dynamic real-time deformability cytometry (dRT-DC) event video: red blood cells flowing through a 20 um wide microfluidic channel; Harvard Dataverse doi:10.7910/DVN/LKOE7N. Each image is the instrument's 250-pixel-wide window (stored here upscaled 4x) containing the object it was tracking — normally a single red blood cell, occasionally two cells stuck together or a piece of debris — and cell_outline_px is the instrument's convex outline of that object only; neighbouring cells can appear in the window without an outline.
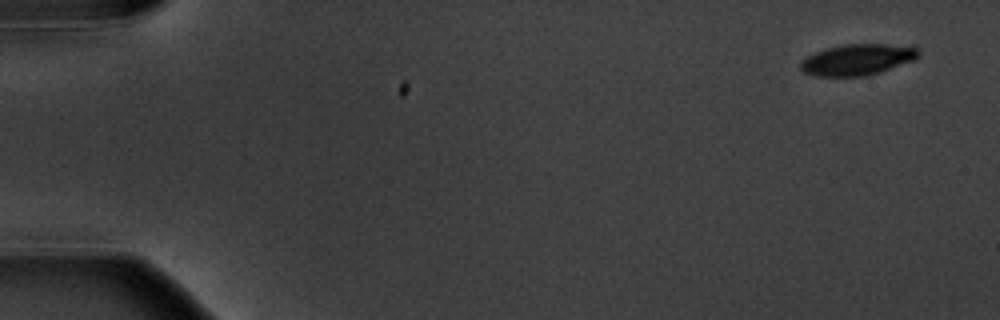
{"species": "common noctule bat (a hibernating species)", "species_latin": "Nyctalus noctula", "temperature_condition": "warm", "stored_images_in_passage": 6, "camera_frame_rate_fps": 3000, "um_per_image_px": 0.085, "animal": {"sex": "male", "body_mass_g": 20.1, "forearm_length_mm": 53.5}, "frame": {"image": 1, "passage_image": 1, "time_ms": 0.0, "image_size_px": [1000, 320], "cell_outline_px": [[920, 56], [916, 60], [868, 76], [816, 76], [804, 72], [800, 68], [800, 60], [816, 52], [828, 48], [844, 44], [884, 44], [916, 48], [920, 52]], "centroid_in_image_um": [72.89, 5.08], "position_along_channel_um": 12.1, "area_um2": 21.33}}
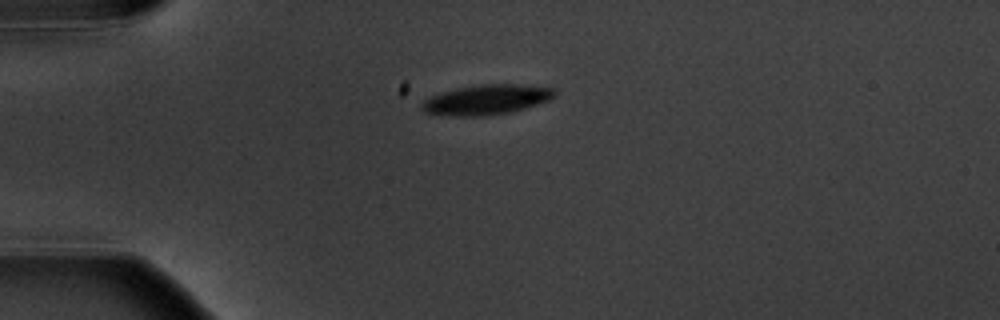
{"frame": {"image": 2, "passage_image": 4, "time_ms": 4.0, "image_size_px": [1000, 320], "cell_outline_px": [[556, 96], [548, 100], [512, 112], [488, 116], [452, 116], [424, 112], [420, 108], [420, 104], [424, 100], [440, 92], [480, 84], [520, 84], [552, 88], [556, 92]], "centroid_in_image_um": [41.33, 8.48], "position_along_channel_um": 43.7, "area_um2": 23.18}}